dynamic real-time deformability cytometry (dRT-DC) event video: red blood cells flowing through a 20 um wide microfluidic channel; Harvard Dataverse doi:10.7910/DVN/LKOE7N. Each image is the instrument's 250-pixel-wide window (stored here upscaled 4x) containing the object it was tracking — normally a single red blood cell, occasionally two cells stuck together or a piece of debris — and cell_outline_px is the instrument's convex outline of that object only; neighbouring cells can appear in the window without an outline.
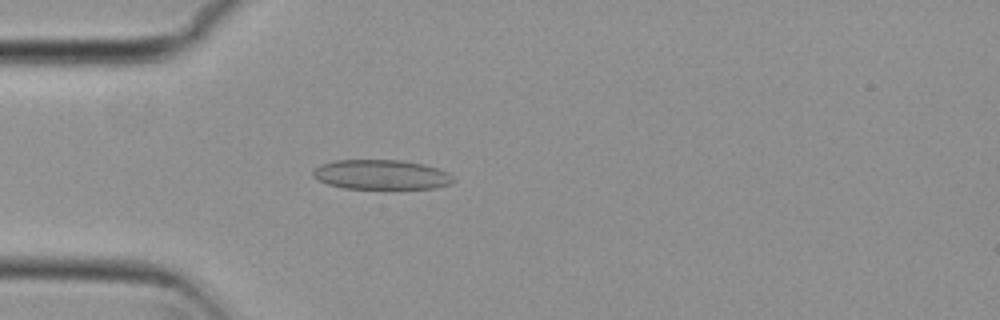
{"species": "common noctule bat (a hibernating species)", "species_latin": "Nyctalus noctula", "temperature_condition": "cold", "stored_images_in_passage": 54, "camera_frame_rate_fps": 3000, "um_per_image_px": 0.085, "animal": {"sex": "female", "body_mass_g": 29.2, "forearm_length_mm": 56.3}, "frame": {"image": 1, "passage_image": 15, "time_ms": 4.667, "image_size_px": [1000, 320], "cell_outline_px": [[456, 180], [452, 184], [436, 188], [344, 188], [328, 184], [312, 176], [312, 172], [320, 164], [336, 160], [400, 160], [424, 164], [448, 172]], "centroid_in_image_um": [32.43, 14.84], "position_along_channel_um": 52.6, "area_um2": 24.22}}
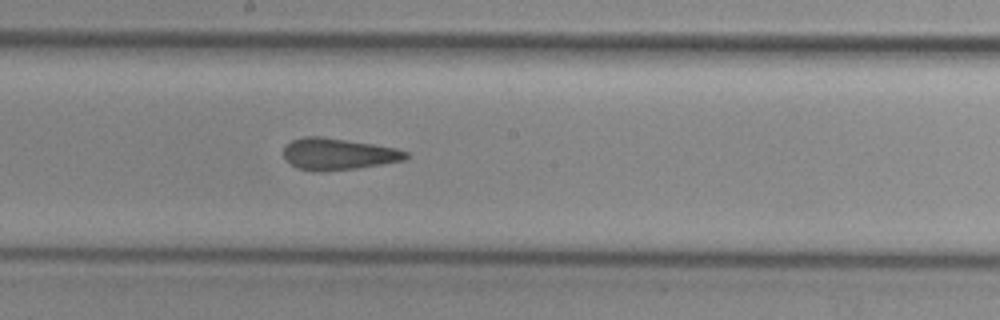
{"frame": {"image": 2, "passage_image": 29, "time_ms": 9.333, "image_size_px": [1000, 320], "cell_outline_px": [[408, 156], [404, 160], [356, 168], [320, 172], [312, 172], [296, 168], [284, 156], [284, 148], [292, 140], [304, 136], [320, 136], [372, 144], [396, 148], [408, 152]], "centroid_in_image_um": [28.72, 13.1], "position_along_channel_um": 219.5, "area_um2": 22.37}}
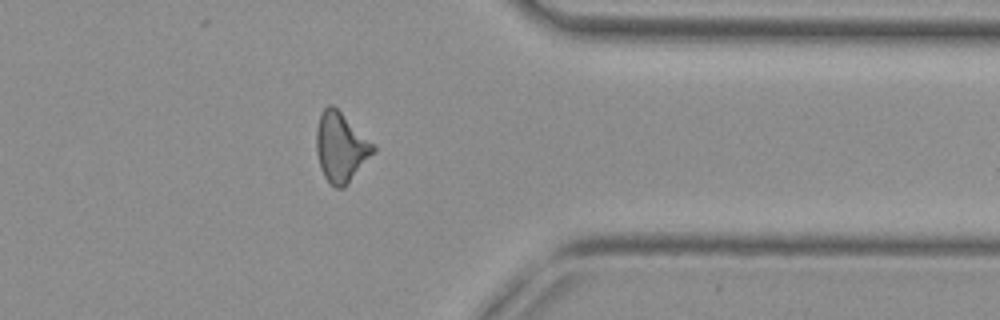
{"frame": {"image": 3, "passage_image": 43, "time_ms": 14.0, "image_size_px": [1000, 320], "cell_outline_px": [[376, 152], [344, 188], [336, 188], [324, 176], [320, 168], [316, 152], [316, 132], [320, 112], [328, 104], [332, 104], [376, 148]], "centroid_in_image_um": [28.95, 12.54], "position_along_channel_um": 382.5, "area_um2": 22.72}, "authors_computed_cell_mechanics": {"area_um2": 22.9177, "velocity_mm_per_s": 3.7494, "shape_relaxation_time_tau1_ms": null, "shape_relaxation_time_tau2_ms": 2.1379, "deformation_change_tau1": null, "deformation_change_tau2": 0.1082}}